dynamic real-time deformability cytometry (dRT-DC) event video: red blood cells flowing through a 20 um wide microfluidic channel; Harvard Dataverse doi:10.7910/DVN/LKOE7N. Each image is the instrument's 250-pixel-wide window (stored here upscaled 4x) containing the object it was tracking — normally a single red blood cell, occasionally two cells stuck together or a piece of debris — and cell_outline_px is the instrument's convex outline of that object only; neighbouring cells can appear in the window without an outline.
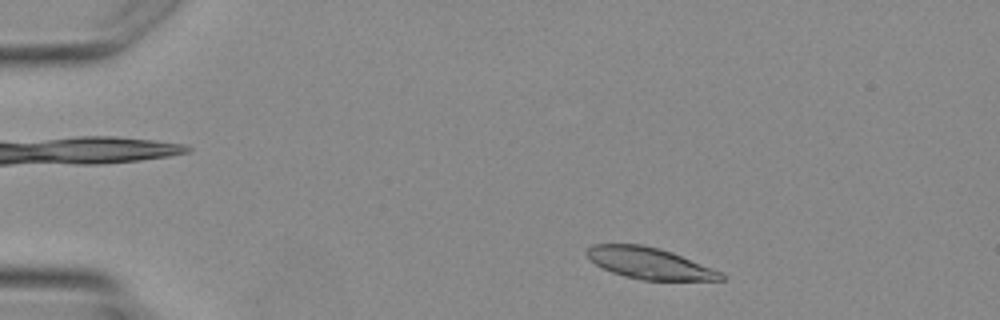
{"species": "Egyptian fruit bat (a non-hibernating species)", "species_latin": "Rousettus aegyptiacus", "temperature_condition": "warm", "stored_images_in_passage": 2, "camera_frame_rate_fps": 3000, "um_per_image_px": 0.085, "animal": {"sex": "female"}, "frame": {"image": 1, "passage_image": 2, "time_ms": 2.0, "image_size_px": [1000, 320], "cell_outline_px": [[724, 280], [644, 280], [624, 276], [612, 272], [596, 264], [584, 252], [592, 244], [640, 244], [660, 248], [672, 252], [720, 272], [724, 276]], "centroid_in_image_um": [55.17, 22.37], "position_along_channel_um": 29.8, "area_um2": 24.16}}